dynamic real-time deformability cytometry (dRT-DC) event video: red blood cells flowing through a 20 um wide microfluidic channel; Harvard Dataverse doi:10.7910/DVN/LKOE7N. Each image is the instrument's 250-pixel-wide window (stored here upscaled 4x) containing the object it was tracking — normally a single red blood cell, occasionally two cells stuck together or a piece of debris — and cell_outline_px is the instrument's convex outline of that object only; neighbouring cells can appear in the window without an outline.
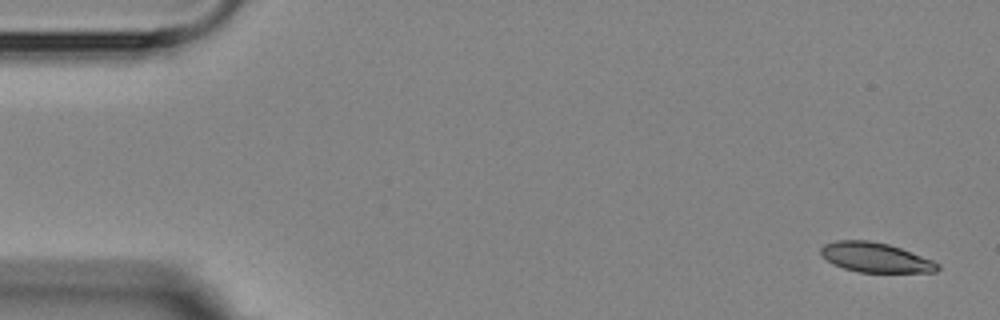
{"species": "Egyptian fruit bat (a non-hibernating species)", "species_latin": "Rousettus aegyptiacus", "temperature_condition": "room temperature", "stored_images_in_passage": 6, "segment_of_instrument_passage": [1, 2], "camera_frame_rate_fps": 3000, "um_per_image_px": 0.085, "animal": {"sex": "female"}, "frame": {"image": 1, "passage_image": 1, "time_ms": 0.0, "image_size_px": [1000, 320], "cell_outline_px": [[940, 268], [936, 272], [860, 272], [844, 268], [832, 264], [820, 256], [820, 248], [824, 244], [836, 240], [868, 240], [888, 244], [900, 248], [932, 260], [940, 264]], "centroid_in_image_um": [74.37, 21.88], "position_along_channel_um": 10.6, "area_um2": 20.23}}